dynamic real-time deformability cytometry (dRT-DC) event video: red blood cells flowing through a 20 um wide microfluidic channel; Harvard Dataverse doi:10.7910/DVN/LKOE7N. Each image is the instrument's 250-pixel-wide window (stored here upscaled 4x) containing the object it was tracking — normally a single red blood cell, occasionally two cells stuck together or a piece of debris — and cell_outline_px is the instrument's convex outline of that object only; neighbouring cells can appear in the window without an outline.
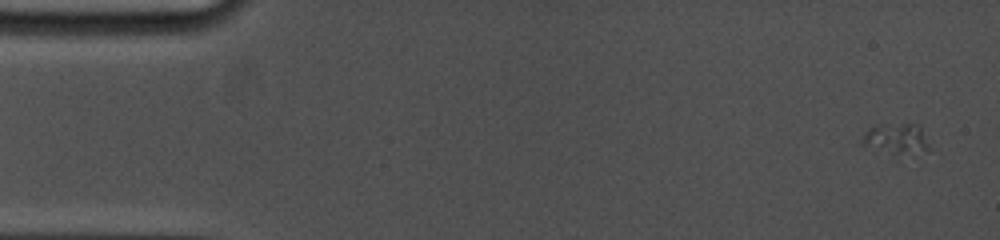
{"species": "common noctule bat (a hibernating species)", "species_latin": "Nyctalus noctula", "temperature_condition": "cold", "stored_images_in_passage": 5, "camera_frame_rate_fps": 5000, "um_per_image_px": 0.085, "animal": {"sex": "female", "body_mass_g": 19.0, "forearm_length_mm": 53.3}, "frame": {"image": 1, "passage_image": 1, "time_ms": 0.0, "image_size_px": [1000, 240], "cell_outline_px": [[928, 148], [896, 152], [892, 152], [864, 140], [864, 132], [876, 124], [920, 124], [928, 144]], "centroid_in_image_um": [76.25, 11.65], "position_along_channel_um": 8.8, "area_um2": 10.35}}